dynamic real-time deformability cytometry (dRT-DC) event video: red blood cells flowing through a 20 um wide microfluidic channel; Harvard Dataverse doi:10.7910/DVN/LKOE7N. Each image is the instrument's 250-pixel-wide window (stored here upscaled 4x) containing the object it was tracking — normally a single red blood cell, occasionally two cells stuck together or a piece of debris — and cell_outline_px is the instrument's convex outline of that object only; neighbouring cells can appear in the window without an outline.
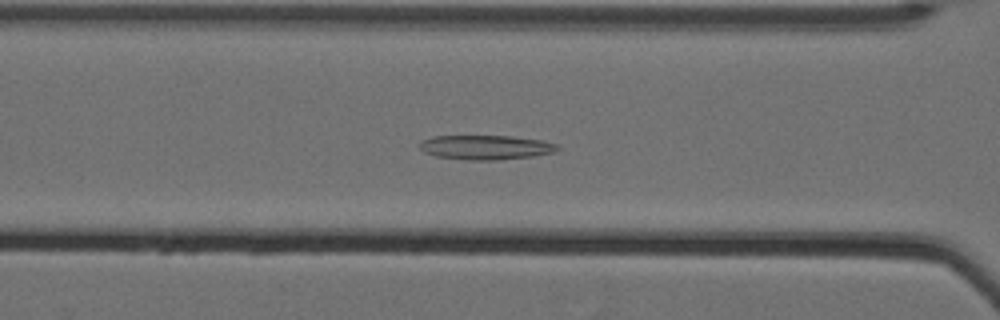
{"species": "Egyptian fruit bat (a non-hibernating species)", "species_latin": "Rousettus aegyptiacus", "temperature_condition": "cold", "stored_images_in_passage": 61, "camera_frame_rate_fps": 3000, "um_per_image_px": 0.085, "animal": {"sex": "female"}, "frame": {"image": 1, "passage_image": 29, "time_ms": 9.333, "image_size_px": [1000, 320], "cell_outline_px": [[560, 148], [556, 152], [532, 156], [496, 160], [468, 160], [436, 156], [424, 152], [420, 148], [420, 140], [432, 136], [512, 136], [540, 140], [556, 144]], "centroid_in_image_um": [41.27, 12.52], "position_along_channel_um": 125.3, "area_um2": 19.59}}
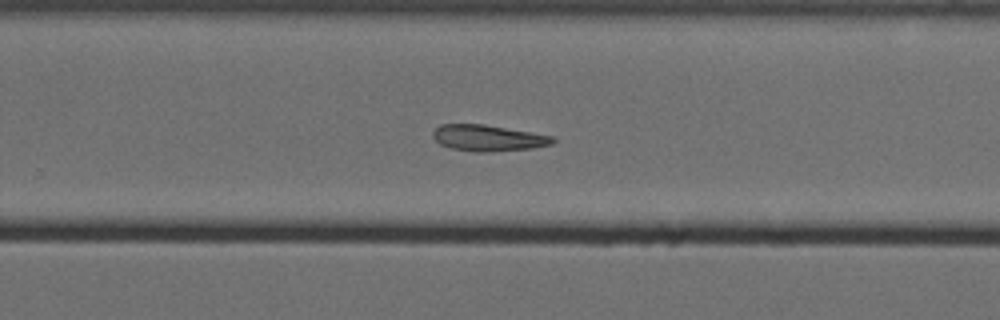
{"frame": {"image": 2, "passage_image": 43, "time_ms": 14.0, "image_size_px": [1000, 320], "cell_outline_px": [[556, 140], [552, 144], [532, 148], [480, 152], [472, 152], [452, 148], [440, 144], [432, 136], [432, 132], [440, 124], [484, 124], [556, 136]], "centroid_in_image_um": [41.51, 11.72], "position_along_channel_um": 288.3, "area_um2": 18.32}}
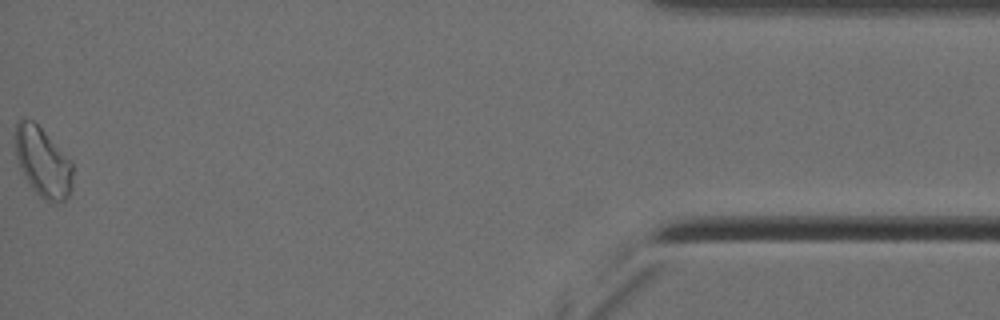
{"frame": {"image": 3, "passage_image": 61, "time_ms": 20.0, "image_size_px": [1000, 320], "cell_outline_px": [[72, 188], [68, 196], [64, 200], [56, 204], [52, 204], [44, 200], [32, 188], [24, 176], [20, 168], [16, 156], [12, 136], [16, 120], [20, 116], [32, 120], [72, 160]], "centroid_in_image_um": [3.59, 13.75], "position_along_channel_um": 431.6, "area_um2": 23.93}}